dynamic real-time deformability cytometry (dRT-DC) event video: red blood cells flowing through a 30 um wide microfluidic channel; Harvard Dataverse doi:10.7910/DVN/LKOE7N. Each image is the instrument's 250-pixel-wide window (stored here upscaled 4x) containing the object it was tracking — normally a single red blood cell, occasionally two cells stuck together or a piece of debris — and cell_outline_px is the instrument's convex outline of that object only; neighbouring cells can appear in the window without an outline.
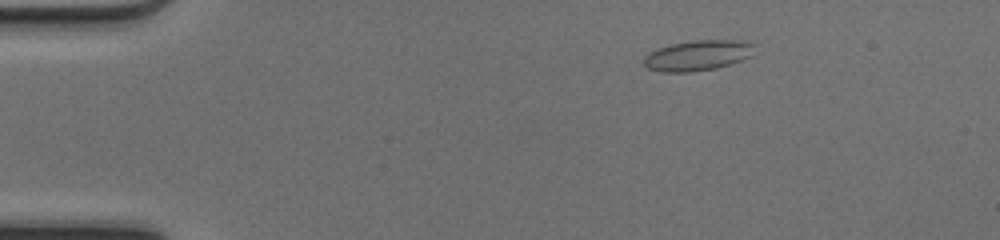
{"species": "common noctule bat (a hibernating species)", "species_latin": "Nyctalus noctula", "temperature_condition": "cold", "stored_images_in_passage": 45, "camera_frame_rate_fps": 3000, "um_per_image_px": 0.085, "animal": {"sex": "female", "body_mass_g": 17.0, "forearm_length_mm": 48.0}, "frame": {"image": 1, "passage_image": 4, "time_ms": 1.0, "image_size_px": [1000, 240], "cell_outline_px": [[756, 44], [752, 56], [716, 68], [688, 72], [660, 72], [648, 68], [644, 64], [644, 56], [668, 44], [696, 40], [740, 40]], "centroid_in_image_um": [59.33, 4.7], "position_along_channel_um": 25.7, "area_um2": 19.54}}
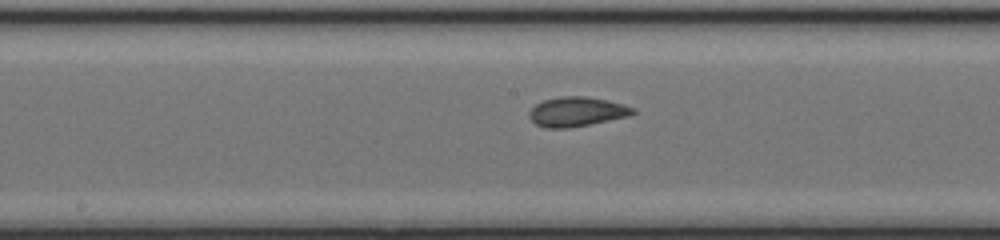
{"frame": {"image": 2, "passage_image": 22, "time_ms": 7.0, "image_size_px": [1000, 240], "cell_outline_px": [[636, 112], [628, 116], [568, 128], [544, 128], [536, 124], [528, 116], [528, 112], [536, 104], [544, 100], [560, 96], [584, 96], [608, 100], [624, 104], [636, 108]], "centroid_in_image_um": [49.02, 9.48], "position_along_channel_um": 199.2, "area_um2": 17.8}}
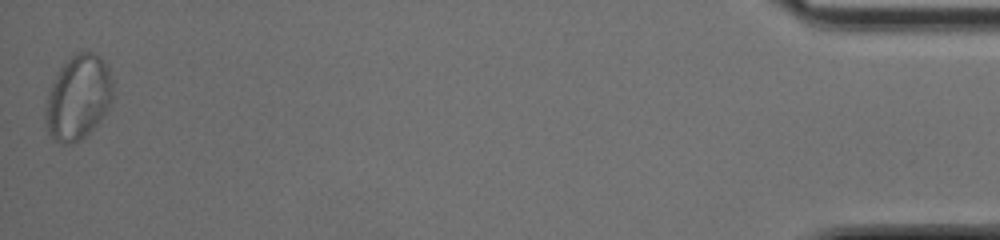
{"frame": {"image": 3, "passage_image": 45, "time_ms": 14.667, "image_size_px": [1000, 240], "cell_outline_px": [[112, 100], [108, 108], [100, 120], [80, 140], [72, 144], [60, 144], [48, 132], [44, 116], [44, 112], [48, 92], [60, 68], [76, 52], [92, 52], [100, 56], [104, 60], [108, 68], [112, 80]], "centroid_in_image_um": [6.64, 8.29], "position_along_channel_um": 428.6, "area_um2": 33.0}, "authors_computed_cell_mechanics": {"area_um2": 18.0336, "velocity_mm_per_s": 4.2153, "shape_relaxation_time_tau1_ms": 5.3745, "shape_relaxation_time_tau2_ms": 1.1918, "deformation_change_tau1": 0.1417, "deformation_change_tau2": 0.0507}}